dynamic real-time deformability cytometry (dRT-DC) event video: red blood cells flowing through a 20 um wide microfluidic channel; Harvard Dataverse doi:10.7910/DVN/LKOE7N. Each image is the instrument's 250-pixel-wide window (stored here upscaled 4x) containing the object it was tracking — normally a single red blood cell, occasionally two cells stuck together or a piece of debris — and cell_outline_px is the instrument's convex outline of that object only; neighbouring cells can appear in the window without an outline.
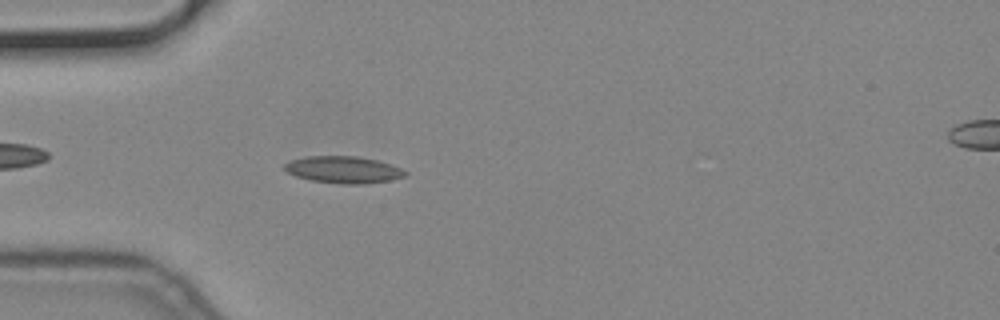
{"species": "common noctule bat (a hibernating species)", "species_latin": "Nyctalus noctula", "temperature_condition": "cold", "stored_images_in_passage": 45, "camera_frame_rate_fps": 3000, "um_per_image_px": 0.085, "animal": {"sex": "male", "body_mass_g": 19.2, "forearm_length_mm": 51.8}, "frame": {"image": 1, "passage_image": 6, "time_ms": 1.667, "image_size_px": [1000, 320], "cell_outline_px": [[408, 172], [404, 176], [392, 180], [364, 184], [340, 184], [312, 180], [296, 176], [288, 172], [284, 168], [284, 164], [292, 160], [308, 156], [356, 156], [376, 160], [400, 168]], "centroid_in_image_um": [29.19, 14.43], "position_along_channel_um": 55.8, "area_um2": 18.73}}
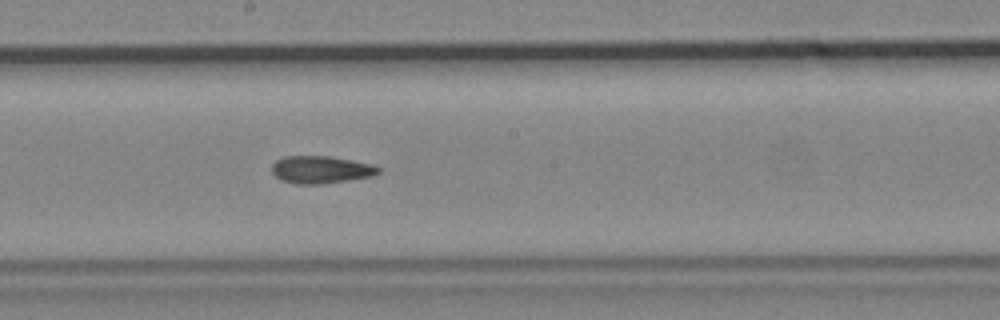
{"frame": {"image": 2, "passage_image": 20, "time_ms": 6.333, "image_size_px": [1000, 320], "cell_outline_px": [[380, 172], [372, 176], [324, 184], [296, 184], [280, 180], [272, 172], [272, 164], [276, 160], [284, 156], [328, 156], [372, 164], [380, 168]], "centroid_in_image_um": [27.25, 14.42], "position_along_channel_um": 220.9, "area_um2": 17.05}}
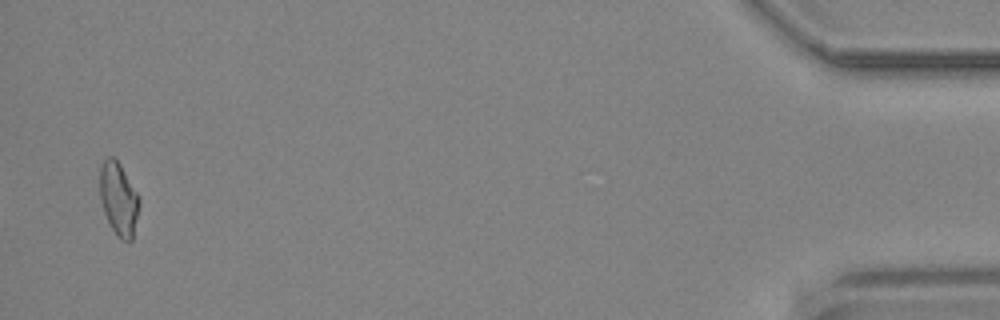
{"frame": {"image": 3, "passage_image": 44, "time_ms": 14.333, "image_size_px": [1000, 320], "cell_outline_px": [[140, 204], [132, 240], [120, 240], [116, 236], [104, 212], [100, 196], [100, 168], [104, 160], [108, 156], [112, 156], [120, 164], [136, 192], [140, 200]], "centroid_in_image_um": [10.08, 16.92], "position_along_channel_um": 425.1, "area_um2": 16.53}}